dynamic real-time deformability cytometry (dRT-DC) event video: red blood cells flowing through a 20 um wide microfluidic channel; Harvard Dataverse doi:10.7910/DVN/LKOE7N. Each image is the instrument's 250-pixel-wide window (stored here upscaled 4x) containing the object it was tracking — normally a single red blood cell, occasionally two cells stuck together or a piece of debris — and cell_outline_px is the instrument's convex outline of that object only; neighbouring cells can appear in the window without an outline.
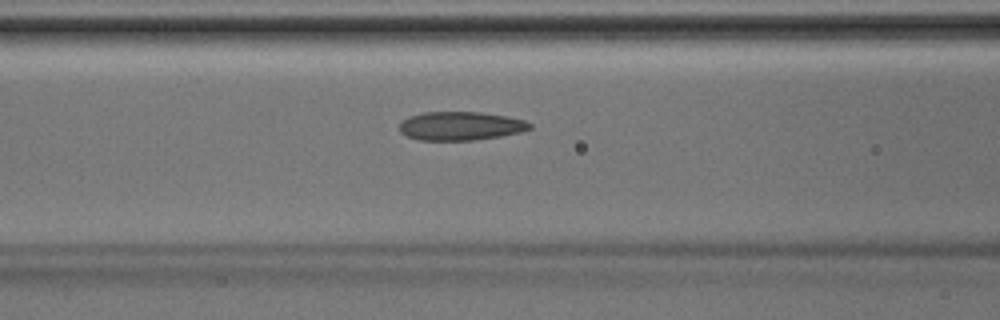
{"species": "Egyptian fruit bat (a non-hibernating species)", "species_latin": "Rousettus aegyptiacus", "temperature_condition": "room temperature", "stored_images_in_passage": 43, "camera_frame_rate_fps": 3000, "um_per_image_px": 0.085, "animal": {"sex": "male"}, "frame": {"image": 1, "passage_image": 18, "time_ms": 5.667, "image_size_px": [1000, 320], "cell_outline_px": [[532, 128], [520, 132], [500, 136], [476, 140], [420, 140], [408, 136], [400, 132], [400, 124], [408, 116], [424, 112], [480, 112], [504, 116], [524, 120], [532, 124]], "centroid_in_image_um": [39.15, 10.71], "position_along_channel_um": 127.5, "area_um2": 21.62}}
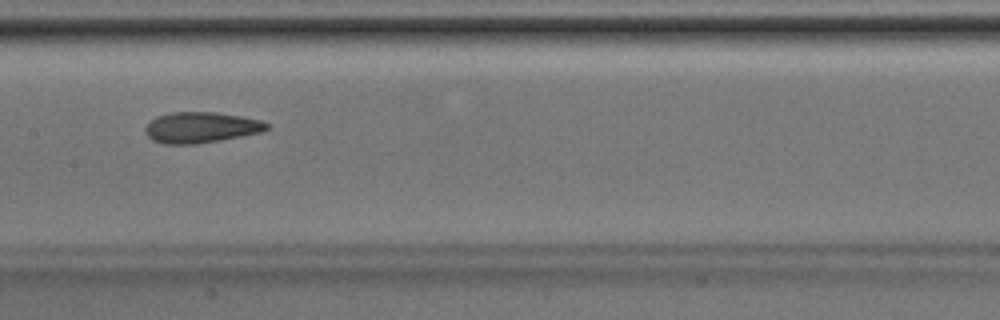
{"frame": {"image": 2, "passage_image": 22, "time_ms": 7.0, "image_size_px": [1000, 320], "cell_outline_px": [[268, 128], [264, 132], [196, 144], [164, 144], [152, 140], [144, 132], [144, 128], [148, 120], [156, 116], [172, 112], [216, 112], [240, 116], [260, 120], [268, 124]], "centroid_in_image_um": [17.03, 10.83], "position_along_channel_um": 190.4, "area_um2": 21.96}}
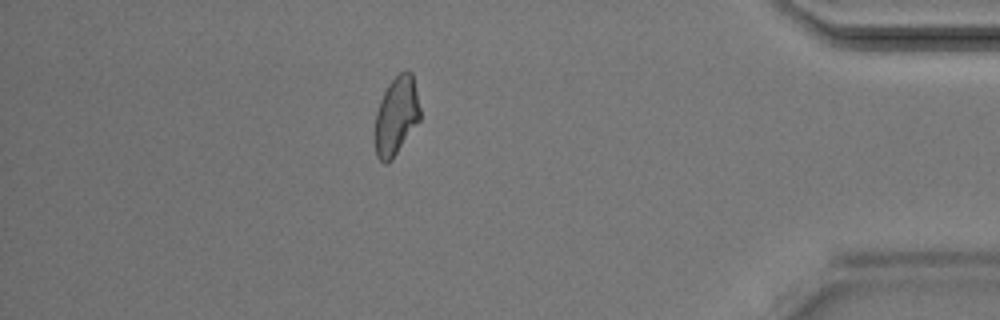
{"frame": {"image": 3, "passage_image": 38, "time_ms": 12.333, "image_size_px": [1000, 320], "cell_outline_px": [[420, 120], [392, 160], [384, 164], [376, 156], [376, 112], [380, 100], [388, 84], [400, 72], [412, 72], [420, 108]], "centroid_in_image_um": [33.69, 9.86], "position_along_channel_um": 401.5, "area_um2": 20.35}}